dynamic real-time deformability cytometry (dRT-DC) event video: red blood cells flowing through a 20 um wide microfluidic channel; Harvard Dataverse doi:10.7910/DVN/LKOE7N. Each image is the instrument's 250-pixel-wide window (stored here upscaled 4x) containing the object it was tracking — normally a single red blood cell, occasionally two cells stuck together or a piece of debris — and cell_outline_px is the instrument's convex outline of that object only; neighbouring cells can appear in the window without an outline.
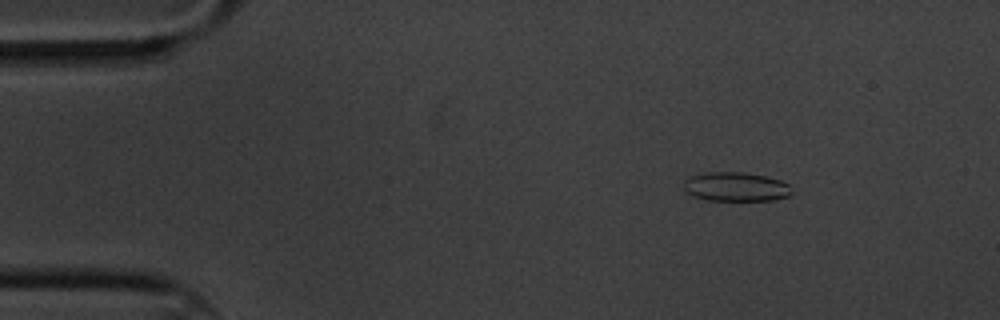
{"species": "common noctule bat (a hibernating species)", "species_latin": "Nyctalus noctula", "temperature_condition": "cold", "stored_images_in_passage": 6, "camera_frame_rate_fps": 3000, "um_per_image_px": 0.085, "animal": {"sex": "male", "body_mass_g": 20.1, "forearm_length_mm": 53.5}, "frame": {"image": 1, "passage_image": 2, "time_ms": 0.333, "image_size_px": [1000, 320], "cell_outline_px": [[792, 196], [772, 200], [708, 200], [696, 196], [688, 192], [684, 188], [684, 180], [688, 176], [704, 172], [744, 172], [768, 176], [780, 180], [788, 184], [792, 192]], "centroid_in_image_um": [62.57, 15.86], "position_along_channel_um": 22.4, "area_um2": 18.44}}